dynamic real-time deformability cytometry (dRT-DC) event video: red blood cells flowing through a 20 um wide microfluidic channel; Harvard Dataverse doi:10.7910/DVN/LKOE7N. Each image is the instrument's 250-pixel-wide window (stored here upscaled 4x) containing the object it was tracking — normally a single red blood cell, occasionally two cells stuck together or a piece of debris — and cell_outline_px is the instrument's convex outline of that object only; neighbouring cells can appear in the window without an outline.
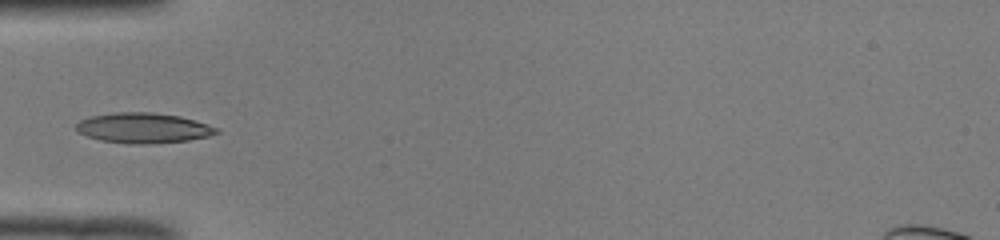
{"species": "common noctule bat (a hibernating species)", "species_latin": "Nyctalus noctula", "temperature_condition": "room temperature", "stored_images_in_passage": 35, "camera_frame_rate_fps": 3000, "um_per_image_px": 0.085, "animal": {"sex": "male", "body_mass_g": 19.0, "forearm_length_mm": 50.8}, "frame": {"image": 1, "passage_image": 1, "time_ms": 0.0, "image_size_px": [1000, 240], "cell_outline_px": [[220, 132], [208, 136], [188, 140], [140, 144], [132, 144], [100, 140], [88, 136], [80, 132], [76, 128], [76, 124], [80, 120], [92, 116], [116, 112], [152, 112], [180, 116], [208, 124], [220, 128]], "centroid_in_image_um": [12.21, 10.87], "position_along_channel_um": 72.8, "area_um2": 24.51}}
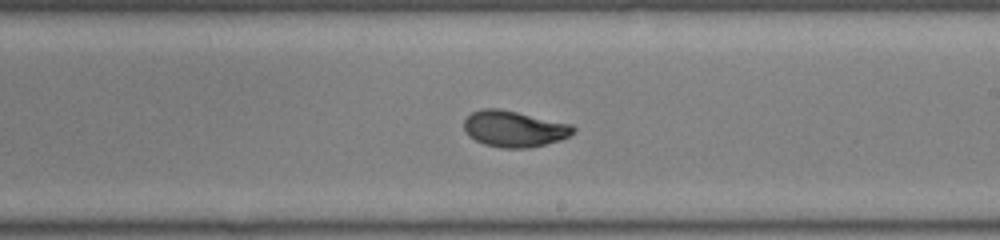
{"frame": {"image": 2, "passage_image": 14, "time_ms": 4.333, "image_size_px": [1000, 240], "cell_outline_px": [[576, 128], [568, 136], [560, 140], [528, 148], [500, 148], [484, 144], [468, 136], [464, 128], [464, 120], [472, 112], [484, 108], [500, 108], [572, 124]], "centroid_in_image_um": [43.68, 10.94], "position_along_channel_um": 245.3, "area_um2": 23.0}}
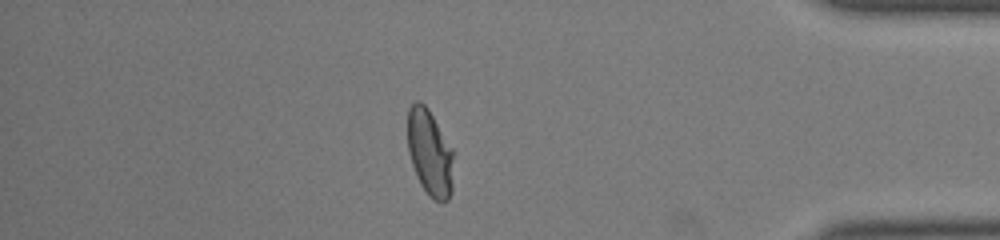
{"frame": {"image": 3, "passage_image": 28, "time_ms": 9.0, "image_size_px": [1000, 240], "cell_outline_px": [[452, 192], [448, 200], [440, 204], [428, 196], [420, 184], [416, 176], [408, 152], [408, 108], [416, 100], [420, 100], [428, 108], [452, 148]], "centroid_in_image_um": [36.52, 13.01], "position_along_channel_um": 398.7, "area_um2": 23.24}}